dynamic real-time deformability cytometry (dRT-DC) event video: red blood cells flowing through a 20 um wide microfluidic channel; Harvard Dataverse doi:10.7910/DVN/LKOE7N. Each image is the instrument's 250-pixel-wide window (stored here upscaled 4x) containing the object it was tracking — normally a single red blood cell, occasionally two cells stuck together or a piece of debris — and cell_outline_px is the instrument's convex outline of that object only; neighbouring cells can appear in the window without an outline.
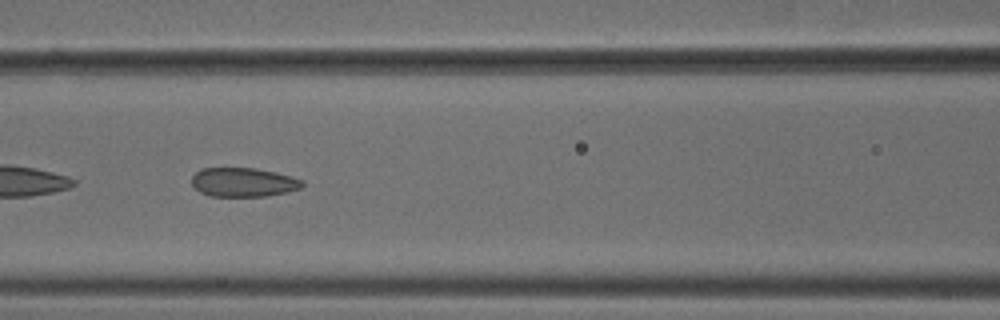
{"species": "common noctule bat (a hibernating species)", "species_latin": "Nyctalus noctula", "temperature_condition": "cold", "stored_images_in_passage": 54, "camera_frame_rate_fps": 3000, "um_per_image_px": 0.085, "animal": {"sex": "male", "body_mass_g": 18.8}, "frame": {"image": 1, "passage_image": 24, "time_ms": 7.667, "image_size_px": [1000, 320], "cell_outline_px": [[304, 184], [300, 188], [288, 192], [268, 196], [212, 196], [200, 192], [192, 184], [192, 176], [200, 168], [256, 168], [276, 172], [292, 176], [304, 180]], "centroid_in_image_um": [20.72, 15.48], "position_along_channel_um": 145.9, "area_um2": 18.84}}
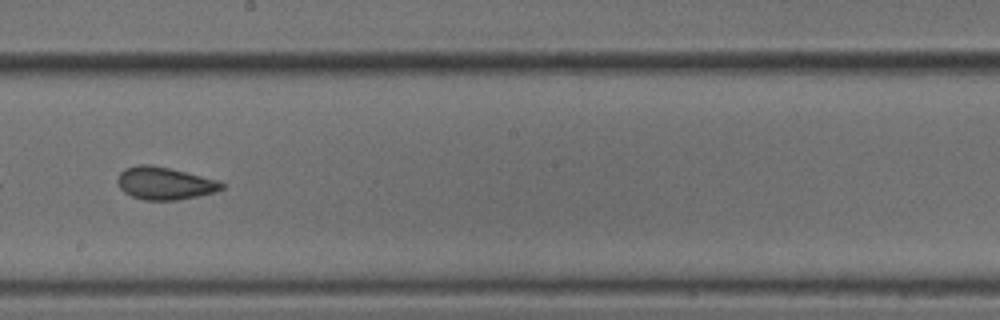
{"frame": {"image": 2, "passage_image": 31, "time_ms": 10.0, "image_size_px": [1000, 320], "cell_outline_px": [[224, 188], [216, 192], [176, 200], [144, 200], [132, 196], [124, 192], [120, 188], [116, 180], [120, 172], [124, 168], [140, 164], [148, 164], [168, 168], [216, 180], [224, 184]], "centroid_in_image_um": [13.95, 15.58], "position_along_channel_um": 234.2, "area_um2": 19.54}, "authors_computed_cell_mechanics": {"area_um2": 19.9121, "velocity_mm_per_s": 3.792, "shape_relaxation_time_tau1_ms": 6.9881, "shape_relaxation_time_tau2_ms": 1.8444, "deformation_change_tau1": 0.1295, "deformation_change_tau2": 0.0796}}